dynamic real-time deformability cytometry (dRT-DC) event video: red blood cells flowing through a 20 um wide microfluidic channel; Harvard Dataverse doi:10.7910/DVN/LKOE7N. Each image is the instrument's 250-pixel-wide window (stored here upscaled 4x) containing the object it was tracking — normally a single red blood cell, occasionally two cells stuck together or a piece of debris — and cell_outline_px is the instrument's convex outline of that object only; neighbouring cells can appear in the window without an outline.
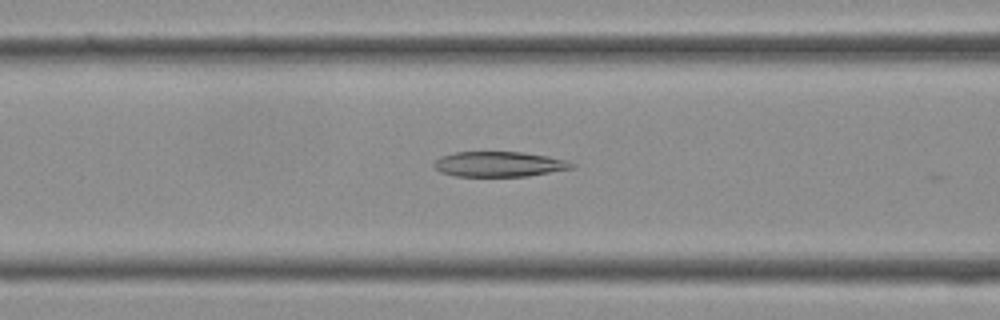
{"species": "Egyptian fruit bat (a non-hibernating species)", "species_latin": "Rousettus aegyptiacus", "temperature_condition": "cold", "stored_images_in_passage": 32, "camera_frame_rate_fps": 3000, "um_per_image_px": 0.085, "frame": {"image": 1, "passage_image": 14, "time_ms": 4.333, "image_size_px": [1000, 320], "cell_outline_px": [[576, 168], [528, 176], [456, 176], [440, 172], [432, 164], [440, 156], [456, 152], [524, 152], [548, 156], [568, 160], [576, 164]], "centroid_in_image_um": [42.48, 13.95], "position_along_channel_um": 124.1, "area_um2": 20.4}}
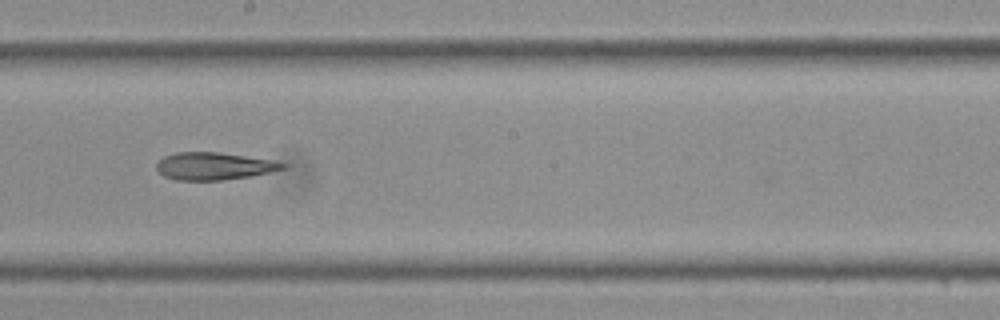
{"frame": {"image": 2, "passage_image": 20, "time_ms": 6.333, "image_size_px": [1000, 320], "cell_outline_px": [[288, 168], [252, 176], [220, 180], [176, 180], [164, 176], [156, 168], [156, 164], [164, 156], [176, 152], [220, 152], [272, 160], [288, 164]], "centroid_in_image_um": [18.22, 14.12], "position_along_channel_um": 230.0, "area_um2": 20.23}}
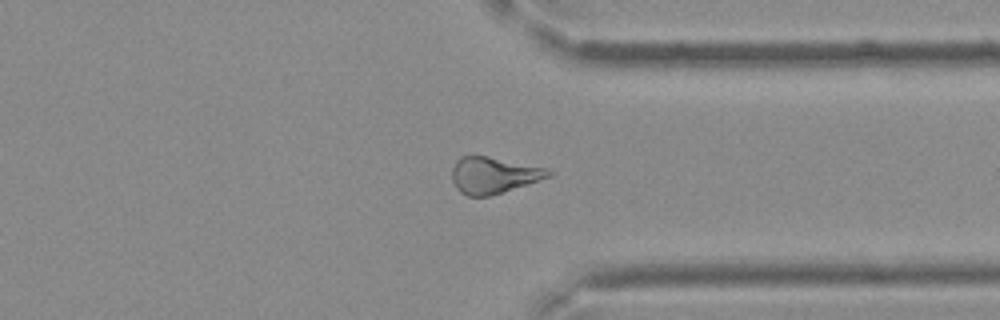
{"frame": {"image": 3, "passage_image": 28, "time_ms": 9.0, "image_size_px": [1000, 320], "cell_outline_px": [[556, 172], [552, 176], [528, 184], [488, 196], [468, 196], [460, 192], [456, 188], [452, 180], [452, 168], [456, 160], [460, 156], [488, 156], [544, 168]], "centroid_in_image_um": [41.94, 14.89], "position_along_channel_um": 369.5, "area_um2": 20.35}}